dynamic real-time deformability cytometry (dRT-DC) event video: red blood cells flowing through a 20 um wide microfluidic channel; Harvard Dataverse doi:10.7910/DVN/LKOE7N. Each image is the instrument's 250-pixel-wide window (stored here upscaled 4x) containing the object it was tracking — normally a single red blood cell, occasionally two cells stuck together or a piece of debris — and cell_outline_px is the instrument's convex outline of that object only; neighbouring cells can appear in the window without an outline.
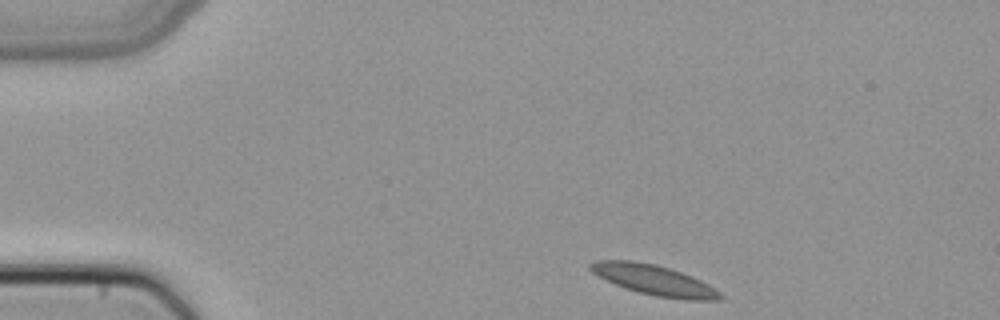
{"species": "common noctule bat (a hibernating species)", "species_latin": "Nyctalus noctula", "temperature_condition": "cold", "stored_images_in_passage": 2, "camera_frame_rate_fps": 3000, "um_per_image_px": 0.085, "animal": {"sex": "female", "body_mass_g": 22.7, "forearm_length_mm": 54.2}, "frame": {"image": 1, "passage_image": 1, "time_ms": 0.0, "image_size_px": [1000, 320], "cell_outline_px": [[724, 296], [720, 300], [688, 300], [656, 296], [624, 288], [592, 272], [588, 268], [588, 264], [596, 260], [632, 260], [656, 264], [692, 276], [716, 288]], "centroid_in_image_um": [55.62, 23.8], "position_along_channel_um": 29.4, "area_um2": 22.72}}